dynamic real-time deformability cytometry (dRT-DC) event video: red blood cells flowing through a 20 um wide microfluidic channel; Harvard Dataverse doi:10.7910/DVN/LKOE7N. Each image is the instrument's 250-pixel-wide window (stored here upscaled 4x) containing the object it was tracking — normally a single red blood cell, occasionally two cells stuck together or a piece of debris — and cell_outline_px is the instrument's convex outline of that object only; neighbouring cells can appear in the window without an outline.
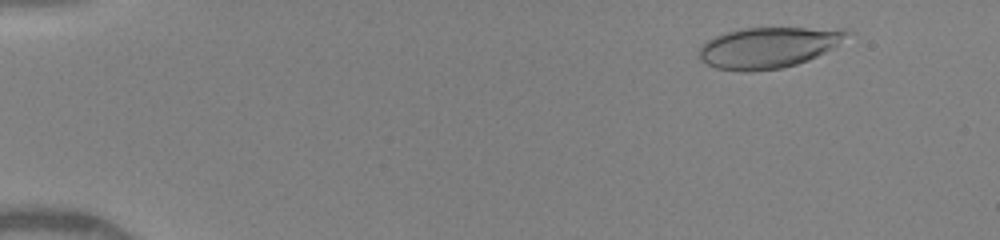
{"species": "human", "species_latin": "Homo sapiens", "temperature_condition": "warm", "stored_images_in_passage": 28, "camera_frame_rate_fps": 3000, "um_per_image_px": 0.085, "donor": {"sex": "female"}, "frame": {"image": 1, "passage_image": 4, "time_ms": 1.333, "image_size_px": [1000, 240], "cell_outline_px": [[852, 32], [832, 48], [808, 60], [796, 64], [780, 68], [748, 72], [716, 68], [700, 60], [700, 48], [708, 40], [724, 32], [744, 28], [844, 28]], "centroid_in_image_um": [65.32, 4.03], "position_along_channel_um": 19.7, "area_um2": 34.91}}
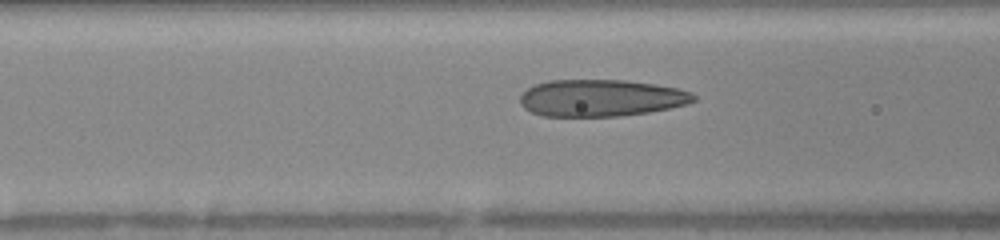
{"frame": {"image": 2, "passage_image": 17, "time_ms": 6.333, "image_size_px": [1000, 240], "cell_outline_px": [[696, 100], [688, 104], [648, 112], [620, 116], [544, 116], [532, 112], [524, 108], [520, 104], [520, 96], [528, 88], [536, 84], [548, 80], [624, 80], [656, 84], [676, 88], [692, 92], [696, 96]], "centroid_in_image_um": [51.1, 8.32], "position_along_channel_um": 115.5, "area_um2": 37.34}}
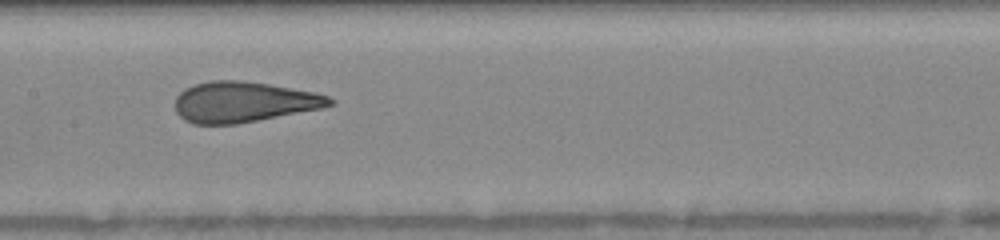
{"frame": {"image": 3, "passage_image": 25, "time_ms": 8.0, "image_size_px": [1000, 240], "cell_outline_px": [[336, 104], [320, 108], [236, 124], [192, 124], [184, 120], [176, 112], [176, 96], [184, 88], [208, 80], [244, 80], [316, 92], [328, 96], [336, 100]], "centroid_in_image_um": [20.7, 8.66], "position_along_channel_um": 186.7, "area_um2": 36.59}}